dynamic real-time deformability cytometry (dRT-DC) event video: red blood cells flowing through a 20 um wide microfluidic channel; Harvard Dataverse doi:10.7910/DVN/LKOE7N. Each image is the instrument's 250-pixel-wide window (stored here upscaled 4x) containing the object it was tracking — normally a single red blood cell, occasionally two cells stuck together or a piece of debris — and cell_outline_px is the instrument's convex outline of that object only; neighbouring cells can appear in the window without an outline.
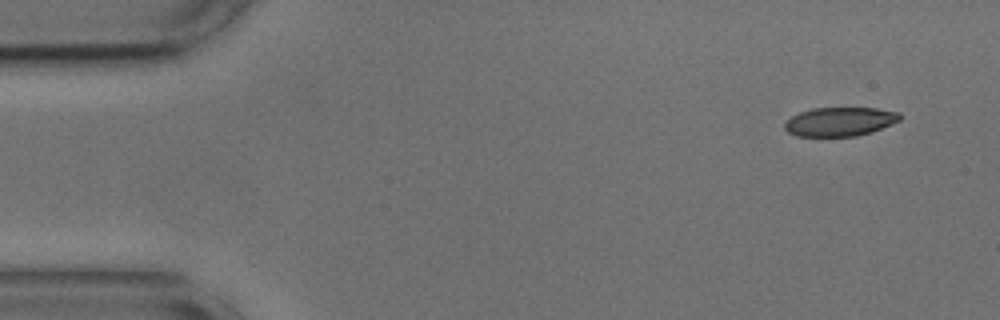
{"species": "common noctule bat (a hibernating species)", "species_latin": "Nyctalus noctula", "temperature_condition": "cold", "stored_images_in_passage": 51, "camera_frame_rate_fps": 3000, "um_per_image_px": 0.085, "animal": {"sex": "male", "body_mass_g": 17.9, "forearm_length_mm": 54.2}, "frame": {"image": 1, "passage_image": 1, "time_ms": 0.0, "image_size_px": [1000, 320], "cell_outline_px": [[900, 120], [880, 128], [856, 136], [796, 136], [788, 132], [784, 128], [784, 124], [792, 116], [800, 112], [812, 108], [876, 108], [900, 112]], "centroid_in_image_um": [71.36, 10.33], "position_along_channel_um": 13.6, "area_um2": 19.19}}
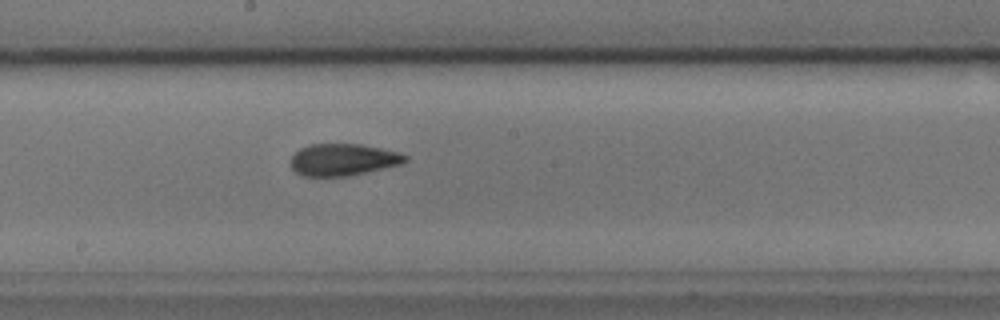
{"frame": {"image": 2, "passage_image": 26, "time_ms": 8.333, "image_size_px": [1000, 320], "cell_outline_px": [[408, 160], [400, 164], [368, 172], [348, 176], [304, 176], [296, 172], [292, 168], [292, 156], [300, 148], [308, 144], [360, 144], [400, 152], [408, 156]], "centroid_in_image_um": [29.18, 13.57], "position_along_channel_um": 219.0, "area_um2": 21.27}}
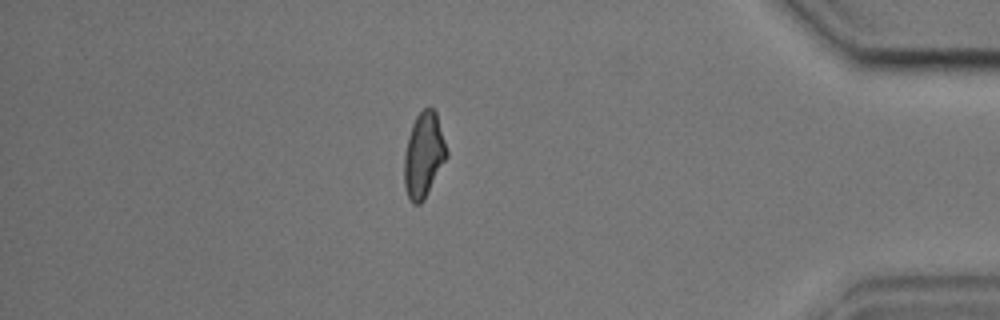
{"frame": {"image": 3, "passage_image": 44, "time_ms": 14.333, "image_size_px": [1000, 320], "cell_outline_px": [[448, 156], [424, 200], [420, 204], [412, 204], [404, 188], [404, 156], [408, 136], [412, 124], [416, 116], [424, 108], [432, 108], [436, 112], [448, 152]], "centroid_in_image_um": [36.01, 13.2], "position_along_channel_um": 399.2, "area_um2": 21.04}, "authors_computed_cell_mechanics": {"area_um2": 21.1548, "velocity_mm_per_s": 3.656, "shape_relaxation_time_tau1_ms": 5.6722, "shape_relaxation_time_tau2_ms": 2.5725, "deformation_change_tau1": 0.1525, "deformation_change_tau2": 0.0969}}